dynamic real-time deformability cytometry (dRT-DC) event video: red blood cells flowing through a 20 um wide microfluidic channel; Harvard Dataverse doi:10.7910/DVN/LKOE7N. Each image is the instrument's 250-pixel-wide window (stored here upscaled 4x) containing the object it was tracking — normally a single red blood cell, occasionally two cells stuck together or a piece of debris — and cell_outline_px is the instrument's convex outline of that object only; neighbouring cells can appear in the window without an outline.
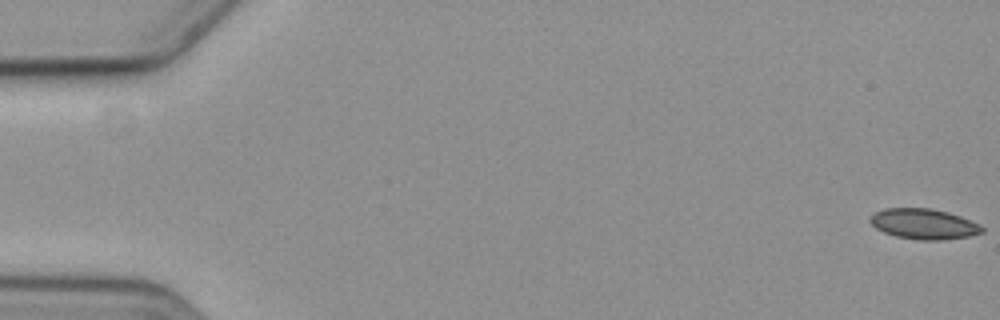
{"species": "common noctule bat (a hibernating species)", "species_latin": "Nyctalus noctula", "temperature_condition": "cold", "stored_images_in_passage": 6, "camera_frame_rate_fps": 3000, "um_per_image_px": 0.085, "animal": {"sex": "female", "body_mass_g": 19.3, "forearm_length_mm": 54.1}, "frame": {"image": 1, "passage_image": 1, "time_ms": 0.0, "image_size_px": [1000, 320], "cell_outline_px": [[984, 232], [968, 236], [940, 240], [920, 240], [896, 236], [884, 232], [876, 228], [868, 220], [876, 212], [884, 208], [928, 208], [948, 212], [960, 216], [980, 224], [984, 228]], "centroid_in_image_um": [78.53, 19.03], "position_along_channel_um": 6.5, "area_um2": 19.71}}